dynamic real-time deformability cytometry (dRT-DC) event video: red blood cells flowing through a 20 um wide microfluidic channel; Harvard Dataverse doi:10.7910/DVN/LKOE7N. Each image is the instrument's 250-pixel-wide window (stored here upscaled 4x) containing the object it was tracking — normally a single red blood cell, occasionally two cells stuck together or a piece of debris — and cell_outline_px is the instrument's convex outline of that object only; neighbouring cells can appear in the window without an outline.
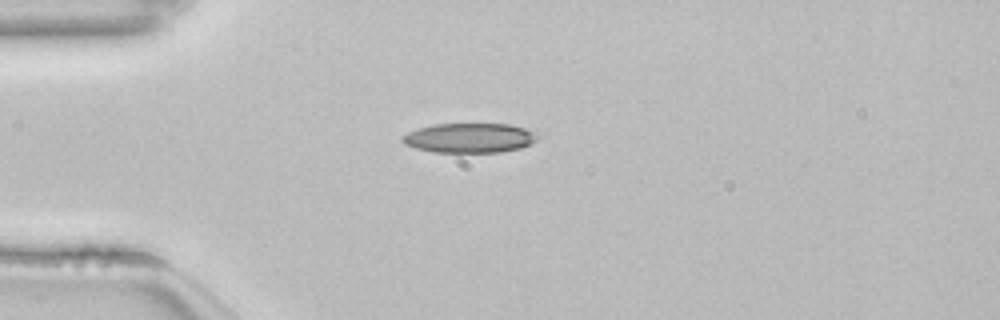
{"species": "common noctule bat (a hibernating species)", "species_latin": "Nyctalus noctula", "temperature_condition": "room temperature", "stored_images_in_passage": 40, "camera_frame_rate_fps": 3000, "um_per_image_px": 0.085, "animal": {"sex": "female", "body_mass_g": 22.7, "forearm_length_mm": 54.2}, "frame": {"image": 1, "passage_image": 1, "time_ms": 0.0, "image_size_px": [1000, 320], "cell_outline_px": [[544, 136], [520, 148], [500, 152], [436, 152], [416, 148], [404, 144], [400, 140], [400, 136], [416, 128], [432, 124], [508, 124], [544, 132]], "centroid_in_image_um": [39.97, 11.71], "position_along_channel_um": 45.0, "area_um2": 23.81}}
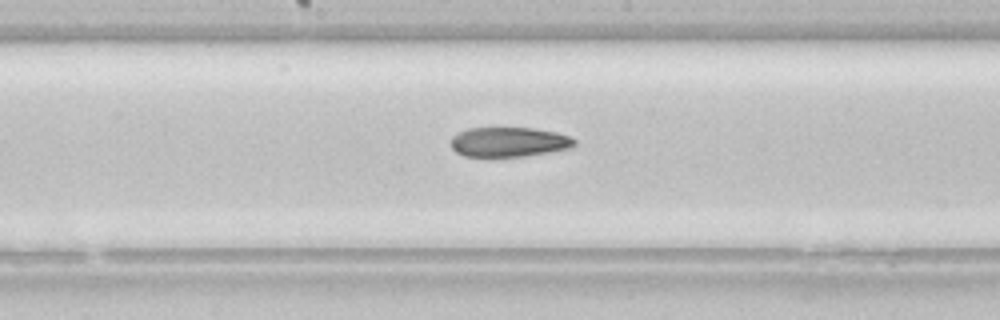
{"frame": {"image": 2, "passage_image": 15, "time_ms": 4.667, "image_size_px": [1000, 320], "cell_outline_px": [[576, 144], [572, 148], [524, 156], [464, 156], [456, 152], [448, 144], [452, 136], [468, 128], [532, 128], [556, 132], [568, 136], [576, 140]], "centroid_in_image_um": [43.24, 12.07], "position_along_channel_um": 205.0, "area_um2": 21.39}}
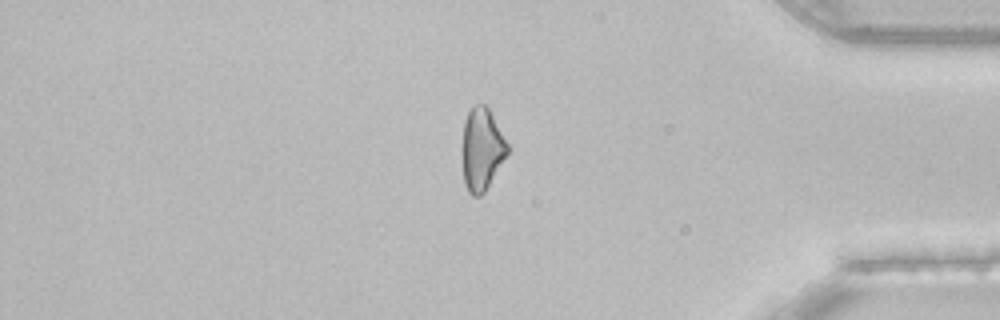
{"frame": {"image": 3, "passage_image": 32, "time_ms": 10.333, "image_size_px": [1000, 320], "cell_outline_px": [[508, 152], [484, 192], [480, 196], [472, 196], [468, 192], [464, 184], [460, 156], [460, 148], [464, 120], [472, 104], [488, 104], [508, 144]], "centroid_in_image_um": [40.9, 12.64], "position_along_channel_um": 394.3, "area_um2": 22.43}, "authors_computed_cell_mechanics": {"area_um2": 22.831, "velocity_mm_per_s": 3.8537, "shape_relaxation_time_tau1_ms": null, "shape_relaxation_time_tau2_ms": 7.751, "deformation_change_tau1": null, "deformation_change_tau2": 0.1845}}